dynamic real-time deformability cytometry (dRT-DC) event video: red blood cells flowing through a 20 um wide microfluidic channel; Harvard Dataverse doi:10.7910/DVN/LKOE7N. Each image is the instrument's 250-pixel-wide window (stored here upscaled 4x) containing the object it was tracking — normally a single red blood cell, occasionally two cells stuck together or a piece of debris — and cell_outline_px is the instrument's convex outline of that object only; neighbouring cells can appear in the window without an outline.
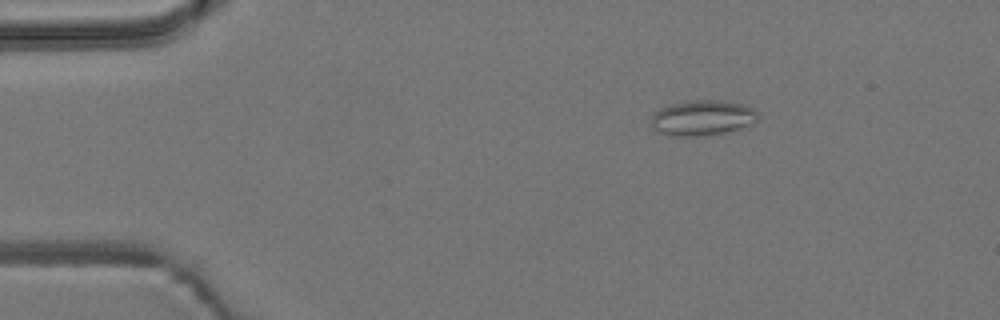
{"species": "common noctule bat (a hibernating species)", "species_latin": "Nyctalus noctula", "temperature_condition": "room temperature", "stored_images_in_passage": 4, "camera_frame_rate_fps": 3000, "um_per_image_px": 0.085, "animal": {"sex": "male", "body_mass_g": 19.2, "forearm_length_mm": 51.8}, "frame": {"image": 1, "passage_image": 2, "time_ms": 1.333, "image_size_px": [1000, 320], "cell_outline_px": [[760, 120], [740, 128], [728, 132], [696, 136], [676, 136], [660, 132], [652, 124], [652, 116], [660, 108], [672, 104], [696, 100], [720, 100], [744, 104], [752, 108], [760, 116]], "centroid_in_image_um": [59.77, 10.01], "position_along_channel_um": 25.2, "area_um2": 21.73}}